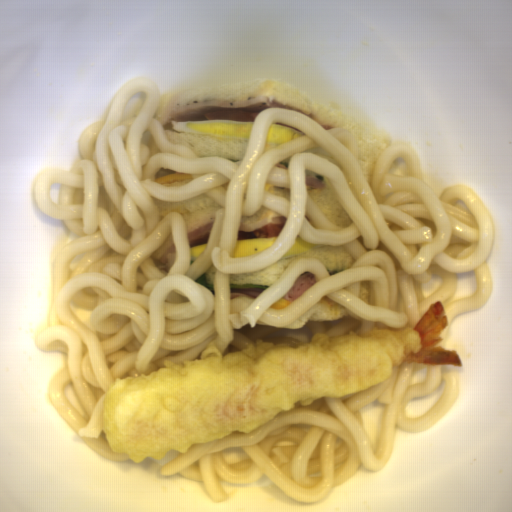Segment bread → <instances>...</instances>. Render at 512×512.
<instances>
[{
  "mask_svg": "<svg viewBox=\"0 0 512 512\" xmlns=\"http://www.w3.org/2000/svg\"><path fill=\"white\" fill-rule=\"evenodd\" d=\"M278 145H280V144L271 143V142H267V141H266V144H265V148H264V152H263V154H264V153H266V152H268L269 150H271V149L275 148V147H276V146H278Z\"/></svg>",
  "mask_w": 512,
  "mask_h": 512,
  "instance_id": "bread-10",
  "label": "bread"
},
{
  "mask_svg": "<svg viewBox=\"0 0 512 512\" xmlns=\"http://www.w3.org/2000/svg\"><path fill=\"white\" fill-rule=\"evenodd\" d=\"M274 217L284 216L261 204L254 213L241 214L239 225L247 226L255 224L263 219H270Z\"/></svg>",
  "mask_w": 512,
  "mask_h": 512,
  "instance_id": "bread-8",
  "label": "bread"
},
{
  "mask_svg": "<svg viewBox=\"0 0 512 512\" xmlns=\"http://www.w3.org/2000/svg\"><path fill=\"white\" fill-rule=\"evenodd\" d=\"M204 272L206 273L208 282L215 285V269L213 263Z\"/></svg>",
  "mask_w": 512,
  "mask_h": 512,
  "instance_id": "bread-9",
  "label": "bread"
},
{
  "mask_svg": "<svg viewBox=\"0 0 512 512\" xmlns=\"http://www.w3.org/2000/svg\"><path fill=\"white\" fill-rule=\"evenodd\" d=\"M305 174L316 176L325 184L324 189H317L305 182L306 190L319 212L333 225L346 230L354 221L339 202L327 178L307 169Z\"/></svg>",
  "mask_w": 512,
  "mask_h": 512,
  "instance_id": "bread-4",
  "label": "bread"
},
{
  "mask_svg": "<svg viewBox=\"0 0 512 512\" xmlns=\"http://www.w3.org/2000/svg\"><path fill=\"white\" fill-rule=\"evenodd\" d=\"M158 208L159 220L169 213H179L183 219L187 235L193 230L214 222L215 212L221 205L207 192L185 201H164L153 196Z\"/></svg>",
  "mask_w": 512,
  "mask_h": 512,
  "instance_id": "bread-3",
  "label": "bread"
},
{
  "mask_svg": "<svg viewBox=\"0 0 512 512\" xmlns=\"http://www.w3.org/2000/svg\"><path fill=\"white\" fill-rule=\"evenodd\" d=\"M173 243L175 242L173 241L169 233L167 237L162 241V243L150 256L157 270L168 273L169 270L172 268L178 256V253H172L171 255H169L166 262L161 261V256L169 250Z\"/></svg>",
  "mask_w": 512,
  "mask_h": 512,
  "instance_id": "bread-6",
  "label": "bread"
},
{
  "mask_svg": "<svg viewBox=\"0 0 512 512\" xmlns=\"http://www.w3.org/2000/svg\"><path fill=\"white\" fill-rule=\"evenodd\" d=\"M266 96L284 109L297 111L324 129H347L357 143L360 166L371 186L379 155L393 143L391 136L331 105L308 97L273 80H245L201 86L160 96L153 116L170 144L183 145L197 157L242 161L250 139L200 133L179 132L173 127L171 115L182 105L206 100L252 99Z\"/></svg>",
  "mask_w": 512,
  "mask_h": 512,
  "instance_id": "bread-1",
  "label": "bread"
},
{
  "mask_svg": "<svg viewBox=\"0 0 512 512\" xmlns=\"http://www.w3.org/2000/svg\"><path fill=\"white\" fill-rule=\"evenodd\" d=\"M192 181L191 174L172 171L165 168H160L155 175L154 182L165 185H183Z\"/></svg>",
  "mask_w": 512,
  "mask_h": 512,
  "instance_id": "bread-7",
  "label": "bread"
},
{
  "mask_svg": "<svg viewBox=\"0 0 512 512\" xmlns=\"http://www.w3.org/2000/svg\"><path fill=\"white\" fill-rule=\"evenodd\" d=\"M347 314H349L348 311L336 300L330 296L322 297L313 303L310 307H308L290 324L284 325L283 328L297 330L305 326L307 322H312L315 320H339Z\"/></svg>",
  "mask_w": 512,
  "mask_h": 512,
  "instance_id": "bread-5",
  "label": "bread"
},
{
  "mask_svg": "<svg viewBox=\"0 0 512 512\" xmlns=\"http://www.w3.org/2000/svg\"><path fill=\"white\" fill-rule=\"evenodd\" d=\"M294 259H309L323 264L329 275L344 272L357 260L346 246L323 245L320 249L304 251L294 257L277 260L273 265L252 273L230 274V285H272Z\"/></svg>",
  "mask_w": 512,
  "mask_h": 512,
  "instance_id": "bread-2",
  "label": "bread"
}]
</instances>
